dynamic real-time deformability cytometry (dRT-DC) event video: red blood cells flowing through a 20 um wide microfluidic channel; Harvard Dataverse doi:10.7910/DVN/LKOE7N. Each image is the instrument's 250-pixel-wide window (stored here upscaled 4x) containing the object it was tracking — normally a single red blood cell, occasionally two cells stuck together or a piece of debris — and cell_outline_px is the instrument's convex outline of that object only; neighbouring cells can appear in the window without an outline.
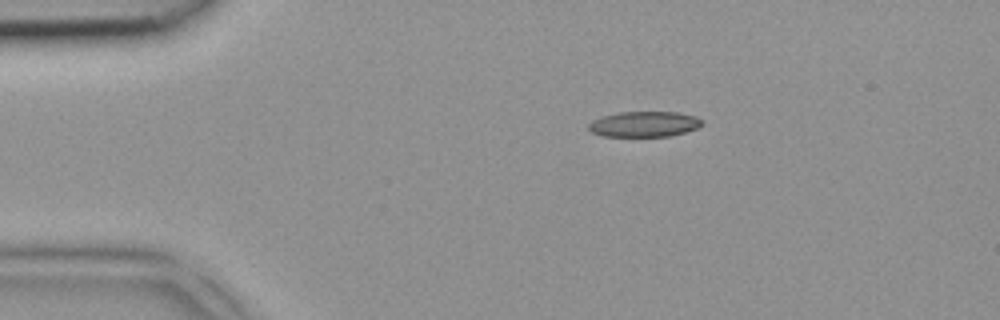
{"species": "common noctule bat (a hibernating species)", "species_latin": "Nyctalus noctula", "temperature_condition": "room temperature", "stored_images_in_passage": 2, "camera_frame_rate_fps": 3000, "um_per_image_px": 0.085, "animal": {"sex": "female", "body_mass_g": 18.4}, "frame": {"image": 1, "passage_image": 2, "time_ms": 0.333, "image_size_px": [1000, 320], "cell_outline_px": [[704, 124], [696, 128], [684, 132], [668, 136], [604, 136], [592, 132], [588, 128], [588, 124], [592, 120], [600, 116], [616, 112], [680, 112], [696, 116], [704, 120]], "centroid_in_image_um": [54.76, 10.53], "position_along_channel_um": 30.2, "area_um2": 16.99}}